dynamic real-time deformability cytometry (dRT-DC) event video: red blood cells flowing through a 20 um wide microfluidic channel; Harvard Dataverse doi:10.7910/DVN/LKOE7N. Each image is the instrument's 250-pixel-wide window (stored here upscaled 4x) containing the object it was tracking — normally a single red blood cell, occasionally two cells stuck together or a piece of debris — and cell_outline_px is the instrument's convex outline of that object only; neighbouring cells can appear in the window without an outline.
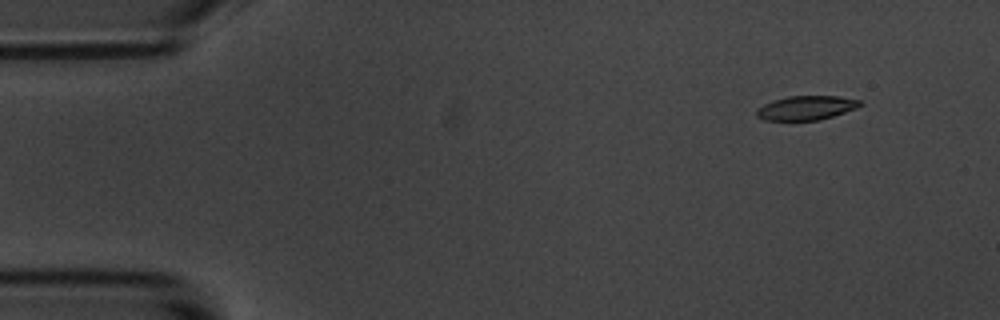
{"species": "common noctule bat (a hibernating species)", "species_latin": "Nyctalus noctula", "temperature_condition": "room temperature", "stored_images_in_passage": 4, "camera_frame_rate_fps": 3000, "um_per_image_px": 0.085, "animal": {"sex": "male", "body_mass_g": 20.1, "forearm_length_mm": 53.5}, "frame": {"image": 1, "passage_image": 1, "time_ms": 0.0, "image_size_px": [1000, 320], "cell_outline_px": [[864, 104], [856, 108], [820, 120], [764, 120], [756, 116], [756, 108], [772, 100], [788, 96], [840, 96], [860, 100]], "centroid_in_image_um": [68.51, 9.16], "position_along_channel_um": 16.5, "area_um2": 14.62}}
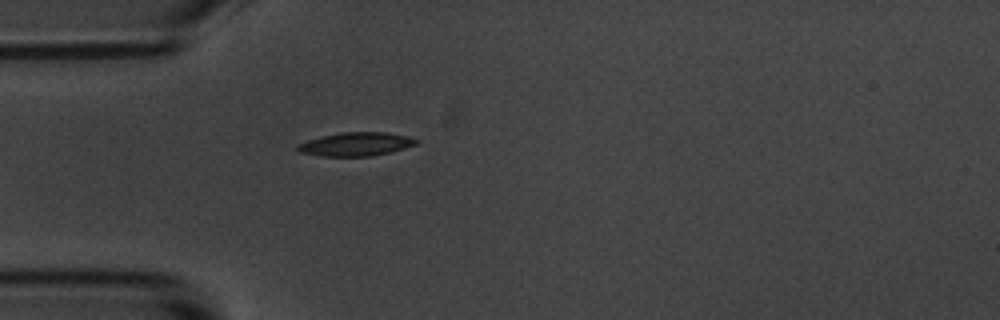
{"frame": {"image": 2, "passage_image": 4, "time_ms": 3.667, "image_size_px": [1000, 320], "cell_outline_px": [[420, 140], [416, 144], [392, 152], [372, 156], [320, 156], [296, 152], [296, 144], [308, 140], [340, 132], [384, 132], [408, 136]], "centroid_in_image_um": [30.23, 12.26], "position_along_channel_um": 54.8, "area_um2": 16.42}}